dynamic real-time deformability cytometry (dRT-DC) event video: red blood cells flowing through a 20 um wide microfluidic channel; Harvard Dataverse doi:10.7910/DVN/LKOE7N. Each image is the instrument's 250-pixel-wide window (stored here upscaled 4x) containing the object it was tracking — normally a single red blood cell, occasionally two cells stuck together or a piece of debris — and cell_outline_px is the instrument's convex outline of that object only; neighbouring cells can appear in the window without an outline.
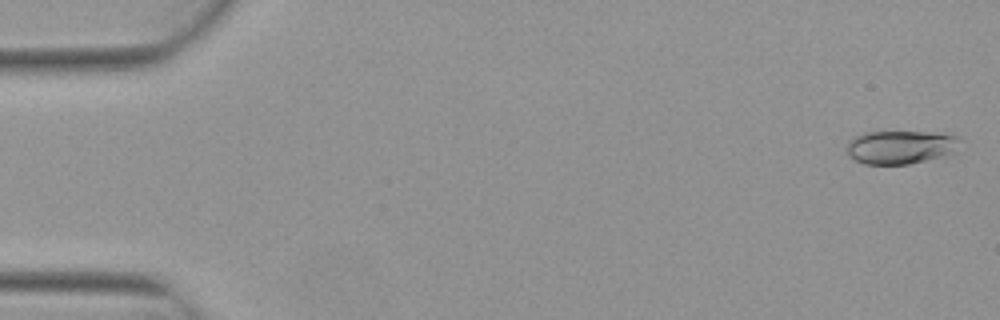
{"species": "Egyptian fruit bat (a non-hibernating species)", "species_latin": "Rousettus aegyptiacus", "temperature_condition": "warm", "stored_images_in_passage": 5, "camera_frame_rate_fps": 3000, "um_per_image_px": 0.085, "animal": {"sex": "female"}, "frame": {"image": 1, "passage_image": 1, "time_ms": 0.0, "image_size_px": [1000, 320], "cell_outline_px": [[956, 152], [908, 164], [864, 164], [848, 156], [848, 140], [852, 136], [864, 132], [928, 132], [956, 136]], "centroid_in_image_um": [76.44, 12.5], "position_along_channel_um": 8.6, "area_um2": 21.68}}
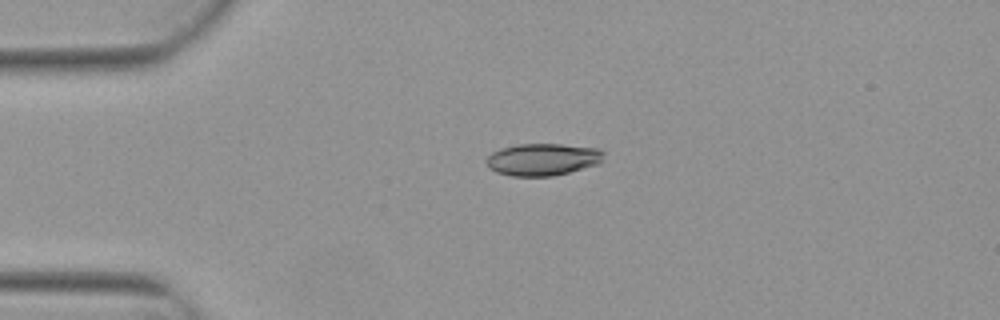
{"frame": {"image": 2, "passage_image": 4, "time_ms": 1.0, "image_size_px": [1000, 320], "cell_outline_px": [[604, 160], [596, 164], [568, 172], [552, 176], [512, 176], [496, 172], [488, 168], [488, 156], [492, 152], [500, 148], [516, 144], [560, 144], [600, 148], [604, 152]], "centroid_in_image_um": [46.14, 13.54], "position_along_channel_um": 38.9, "area_um2": 21.96}}